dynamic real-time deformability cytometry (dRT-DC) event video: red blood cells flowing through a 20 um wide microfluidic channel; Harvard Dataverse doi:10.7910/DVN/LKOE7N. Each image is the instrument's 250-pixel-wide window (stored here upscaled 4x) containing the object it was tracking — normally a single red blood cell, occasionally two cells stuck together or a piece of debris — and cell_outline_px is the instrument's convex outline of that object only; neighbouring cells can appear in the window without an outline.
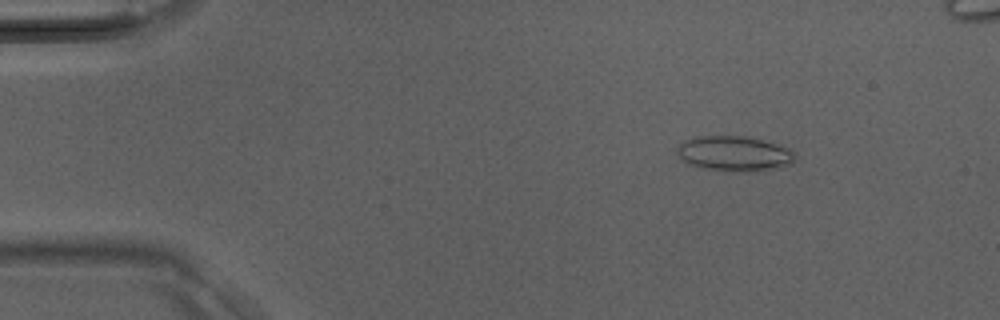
{"species": "Egyptian fruit bat (a non-hibernating species)", "species_latin": "Rousettus aegyptiacus", "temperature_condition": "room temperature", "stored_images_in_passage": 37, "segment_of_instrument_passage": [1, 2], "camera_frame_rate_fps": 3000, "um_per_image_px": 0.085, "animal": {"sex": "male"}, "frame": {"image": 1, "passage_image": 2, "time_ms": 0.333, "image_size_px": [1000, 320], "cell_outline_px": [[796, 160], [792, 164], [756, 172], [728, 172], [700, 168], [688, 164], [676, 152], [676, 148], [684, 140], [700, 136], [744, 136], [760, 140], [788, 148], [796, 156]], "centroid_in_image_um": [62.39, 13.08], "position_along_channel_um": 22.6, "area_um2": 24.28}}
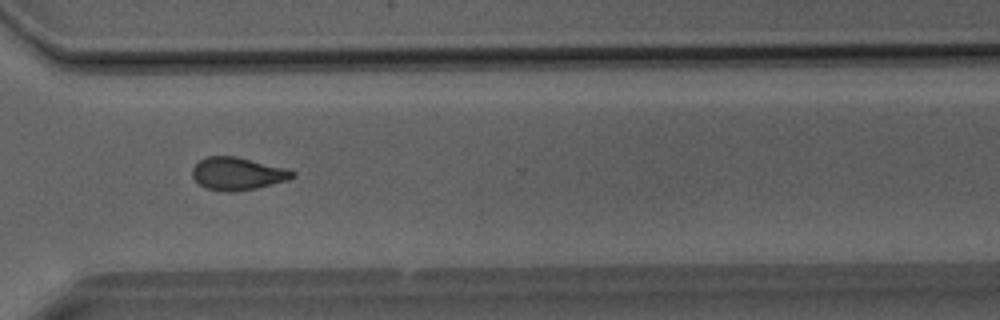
{"frame": {"image": 2, "passage_image": 26, "time_ms": 8.333, "image_size_px": [1000, 320], "cell_outline_px": [[296, 176], [288, 180], [256, 188], [232, 192], [224, 192], [204, 188], [192, 176], [192, 168], [204, 156], [236, 156], [284, 168], [296, 172]], "centroid_in_image_um": [20.17, 14.76], "position_along_channel_um": 350.4, "area_um2": 19.07}}
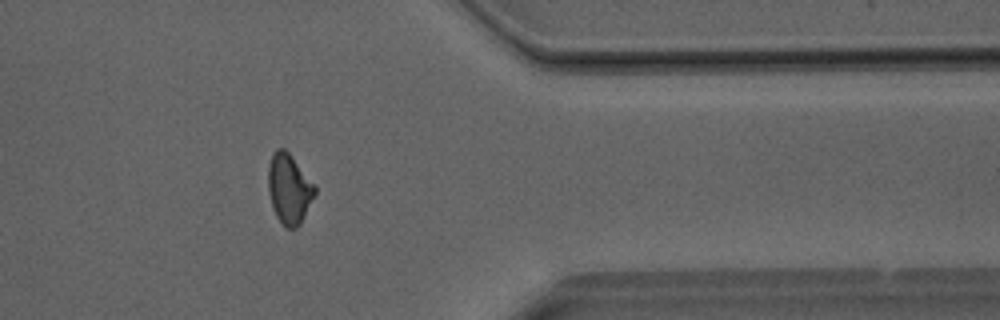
{"frame": {"image": 3, "passage_image": 29, "time_ms": 9.333, "image_size_px": [1000, 320], "cell_outline_px": [[316, 192], [300, 224], [296, 228], [288, 228], [276, 216], [272, 208], [268, 192], [268, 168], [272, 152], [276, 148], [284, 148], [288, 152], [316, 184]], "centroid_in_image_um": [24.57, 16.02], "position_along_channel_um": 386.8, "area_um2": 19.07}}